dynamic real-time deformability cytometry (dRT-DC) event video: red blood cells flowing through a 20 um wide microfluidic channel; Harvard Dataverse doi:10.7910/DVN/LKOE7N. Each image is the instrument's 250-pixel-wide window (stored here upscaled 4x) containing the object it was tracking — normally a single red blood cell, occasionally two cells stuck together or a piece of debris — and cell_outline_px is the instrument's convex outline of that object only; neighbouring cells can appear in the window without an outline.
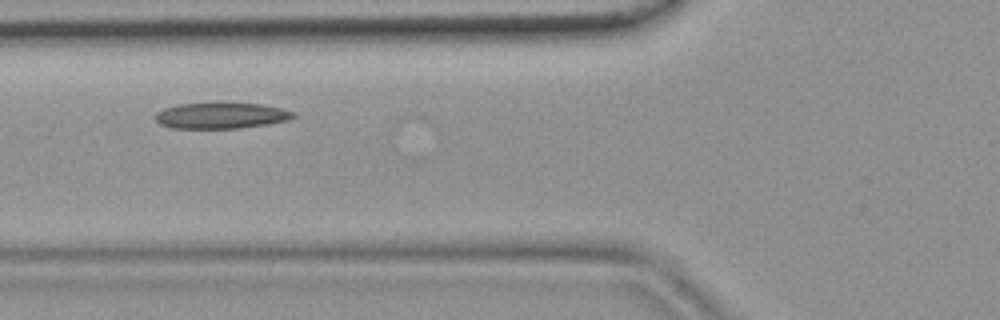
{"species": "common noctule bat (a hibernating species)", "species_latin": "Nyctalus noctula", "temperature_condition": "room temperature", "stored_images_in_passage": 37, "camera_frame_rate_fps": 3000, "um_per_image_px": 0.085, "animal": {"sex": "female", "body_mass_g": 19.9}, "frame": {"image": 1, "passage_image": 9, "time_ms": 2.667, "image_size_px": [1000, 320], "cell_outline_px": [[296, 116], [288, 120], [268, 124], [240, 128], [172, 128], [160, 124], [156, 120], [156, 112], [164, 108], [180, 104], [260, 104], [280, 108], [296, 112]], "centroid_in_image_um": [18.81, 9.84], "position_along_channel_um": 107.0, "area_um2": 20.52}}
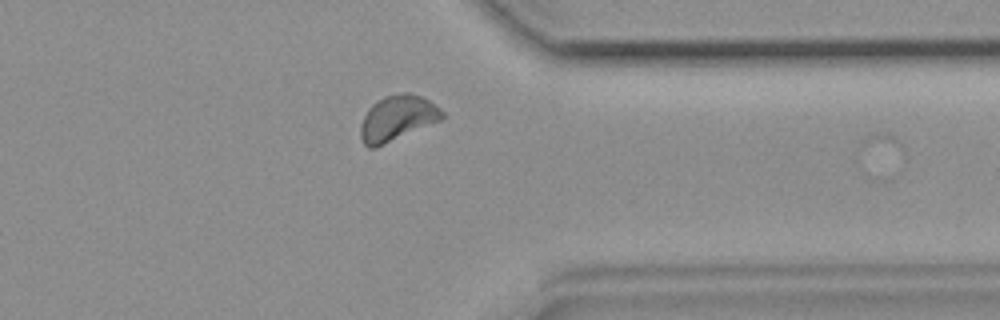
{"frame": {"image": 2, "passage_image": 28, "time_ms": 9.0, "image_size_px": [1000, 320], "cell_outline_px": [[444, 116], [440, 120], [376, 148], [368, 148], [364, 144], [360, 136], [360, 124], [368, 108], [376, 100], [384, 96], [404, 92], [408, 92], [420, 96], [436, 104], [444, 112]], "centroid_in_image_um": [33.74, 10.04], "position_along_channel_um": 377.7, "area_um2": 21.62}}
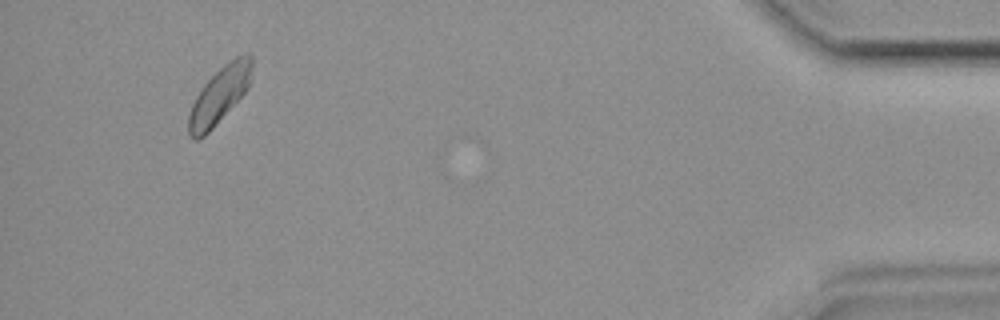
{"frame": {"image": 3, "passage_image": 35, "time_ms": 11.333, "image_size_px": [1000, 320], "cell_outline_px": [[252, 80], [248, 88], [212, 128], [204, 136], [196, 140], [192, 140], [188, 136], [188, 116], [192, 104], [196, 96], [204, 84], [224, 64], [236, 56], [248, 52], [252, 56]], "centroid_in_image_um": [18.66, 8.08], "position_along_channel_um": 416.5, "area_um2": 20.75}}